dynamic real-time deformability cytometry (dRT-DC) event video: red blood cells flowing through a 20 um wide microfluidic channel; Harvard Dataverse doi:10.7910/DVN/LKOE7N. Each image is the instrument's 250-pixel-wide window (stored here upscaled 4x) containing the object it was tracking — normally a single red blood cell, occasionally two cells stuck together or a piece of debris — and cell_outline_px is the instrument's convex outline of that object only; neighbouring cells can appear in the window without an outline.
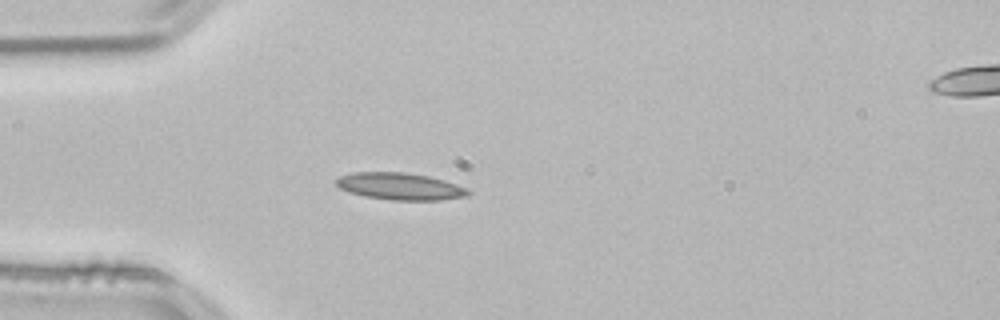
{"species": "common noctule bat (a hibernating species)", "species_latin": "Nyctalus noctula", "temperature_condition": "room temperature", "stored_images_in_passage": 39, "camera_frame_rate_fps": 3000, "um_per_image_px": 0.085, "animal": {"sex": "male", "body_mass_g": 21.5, "forearm_length_mm": 52.0}, "frame": {"image": 1, "passage_image": 1, "time_ms": 0.0, "image_size_px": [1000, 320], "cell_outline_px": [[472, 192], [468, 196], [440, 200], [392, 200], [364, 196], [348, 192], [340, 188], [336, 184], [336, 180], [340, 176], [352, 172], [404, 172], [428, 176], [444, 180], [468, 188]], "centroid_in_image_um": [34.02, 15.84], "position_along_channel_um": 51.0, "area_um2": 20.87}}
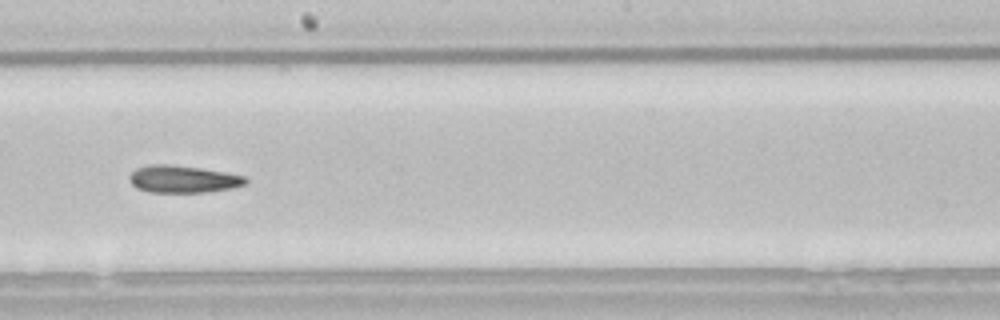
{"frame": {"image": 2, "passage_image": 16, "time_ms": 5.0, "image_size_px": [1000, 320], "cell_outline_px": [[248, 184], [232, 188], [208, 192], [152, 192], [136, 188], [128, 180], [128, 176], [136, 168], [148, 164], [172, 164], [228, 172], [244, 176], [248, 180]], "centroid_in_image_um": [15.56, 15.22], "position_along_channel_um": 232.6, "area_um2": 18.73}}
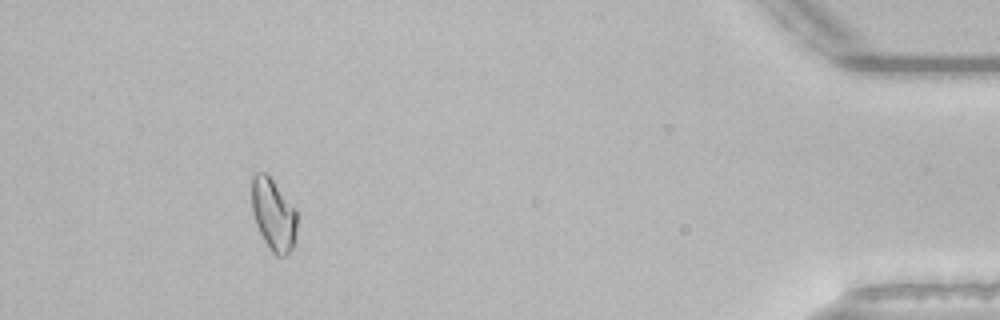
{"frame": {"image": 3, "passage_image": 35, "time_ms": 11.333, "image_size_px": [1000, 320], "cell_outline_px": [[296, 240], [292, 248], [284, 256], [276, 256], [268, 248], [256, 224], [252, 212], [252, 176], [256, 172], [264, 172], [272, 180], [296, 208]], "centroid_in_image_um": [23.24, 18.26], "position_along_channel_um": 412.0, "area_um2": 18.96}}